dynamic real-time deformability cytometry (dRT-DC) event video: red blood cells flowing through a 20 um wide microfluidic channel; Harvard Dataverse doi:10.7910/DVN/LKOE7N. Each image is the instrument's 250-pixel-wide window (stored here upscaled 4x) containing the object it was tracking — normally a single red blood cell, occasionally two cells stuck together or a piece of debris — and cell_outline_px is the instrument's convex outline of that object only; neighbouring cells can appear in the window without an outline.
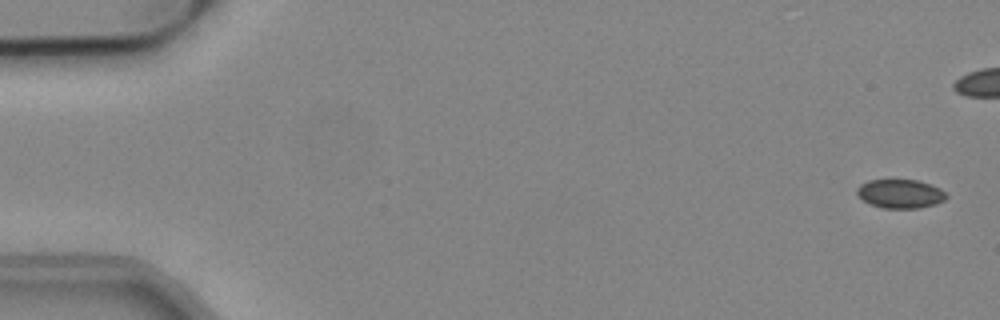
{"species": "common noctule bat (a hibernating species)", "species_latin": "Nyctalus noctula", "temperature_condition": "cold", "stored_images_in_passage": 9, "camera_frame_rate_fps": 3000, "um_per_image_px": 0.085, "animal": {"sex": "male", "body_mass_g": 19.2, "forearm_length_mm": 51.8}, "frame": {"image": 1, "passage_image": 2, "time_ms": 0.333, "image_size_px": [1000, 320], "cell_outline_px": [[948, 196], [944, 200], [936, 204], [920, 208], [884, 208], [872, 204], [864, 200], [856, 192], [856, 188], [860, 184], [868, 180], [916, 180], [940, 188]], "centroid_in_image_um": [76.53, 16.47], "position_along_channel_um": 8.5, "area_um2": 14.85}}